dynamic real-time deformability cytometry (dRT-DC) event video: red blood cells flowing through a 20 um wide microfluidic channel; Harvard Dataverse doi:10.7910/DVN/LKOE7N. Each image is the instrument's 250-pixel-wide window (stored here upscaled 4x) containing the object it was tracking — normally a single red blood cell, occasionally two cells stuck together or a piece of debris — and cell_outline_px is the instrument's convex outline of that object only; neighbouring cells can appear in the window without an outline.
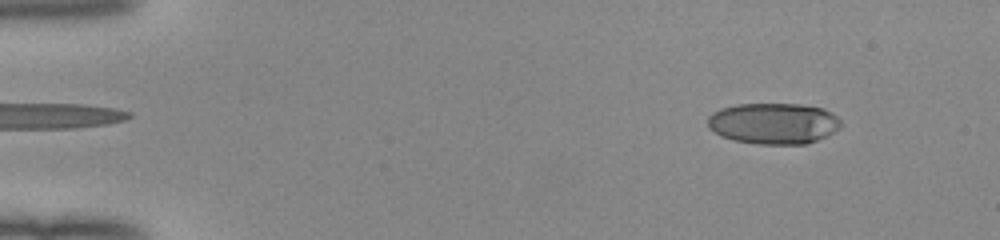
{"species": "human", "species_latin": "Homo sapiens", "temperature_condition": "room temperature", "stored_images_in_passage": 50, "camera_frame_rate_fps": 3000, "um_per_image_px": 0.085, "donor": {"sex": "female"}, "frame": {"image": 1, "passage_image": 5, "time_ms": 1.333, "image_size_px": [1000, 240], "cell_outline_px": [[840, 128], [816, 140], [804, 144], [756, 144], [736, 140], [720, 136], [708, 128], [708, 116], [712, 112], [720, 108], [736, 104], [800, 104], [824, 108], [832, 112], [840, 120]], "centroid_in_image_um": [65.72, 10.48], "position_along_channel_um": 19.3, "area_um2": 31.96}}
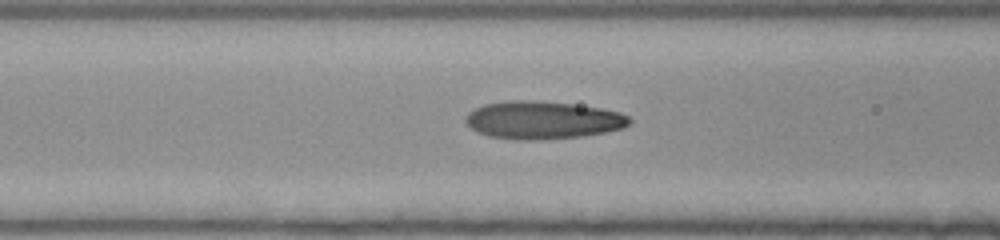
{"frame": {"image": 2, "passage_image": 21, "time_ms": 6.667, "image_size_px": [1000, 240], "cell_outline_px": [[632, 120], [624, 128], [604, 132], [580, 136], [544, 140], [516, 140], [488, 136], [472, 128], [464, 120], [468, 112], [484, 104], [508, 100], [536, 100], [572, 104], [600, 108], [620, 112], [628, 116]], "centroid_in_image_um": [46.13, 10.2], "position_along_channel_um": 120.5, "area_um2": 36.13}}
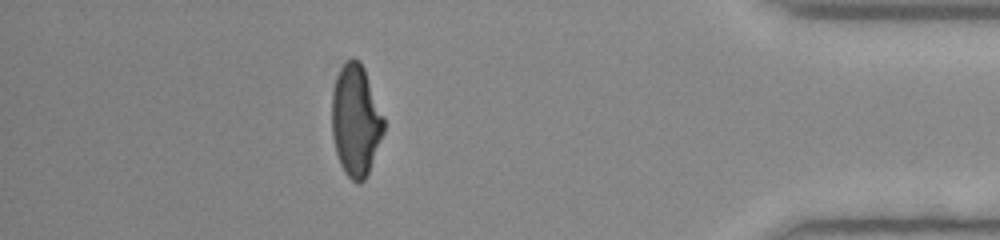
{"frame": {"image": 3, "passage_image": 45, "time_ms": 14.667, "image_size_px": [1000, 240], "cell_outline_px": [[384, 132], [368, 172], [364, 180], [360, 184], [356, 184], [344, 172], [340, 164], [336, 152], [332, 136], [332, 92], [336, 76], [340, 68], [352, 56], [360, 60], [364, 68], [384, 116]], "centroid_in_image_um": [30.23, 10.23], "position_along_channel_um": 405.0, "area_um2": 33.87}, "authors_computed_cell_mechanics": {"area_um2": 33.8708, "velocity_mm_per_s": 4.0482, "shape_relaxation_time_tau1_ms": 5.0156, "shape_relaxation_time_tau2_ms": 1.1046, "deformation_change_tau1": 0.2298, "deformation_change_tau2": 0.0903}}